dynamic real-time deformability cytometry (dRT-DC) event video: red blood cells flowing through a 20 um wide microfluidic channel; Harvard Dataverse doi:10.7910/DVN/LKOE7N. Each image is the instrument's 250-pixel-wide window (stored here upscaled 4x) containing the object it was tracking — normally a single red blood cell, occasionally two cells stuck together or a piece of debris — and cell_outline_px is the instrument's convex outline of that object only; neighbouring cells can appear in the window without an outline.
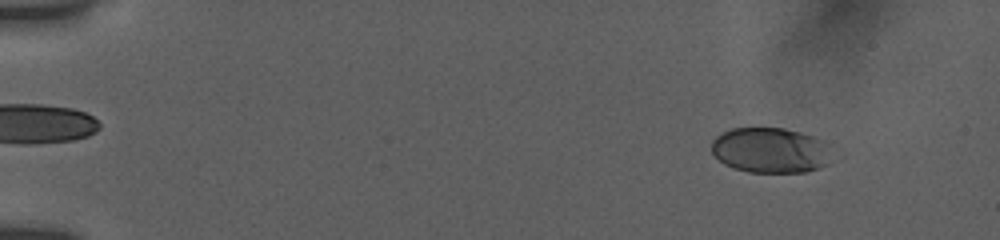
{"species": "human", "species_latin": "Homo sapiens", "temperature_condition": "room temperature", "stored_images_in_passage": 55, "camera_frame_rate_fps": 3000, "um_per_image_px": 0.085, "donor": {"sex": "female"}, "frame": {"image": 1, "passage_image": 7, "time_ms": 2.0, "image_size_px": [1000, 240], "cell_outline_px": [[828, 164], [820, 168], [804, 172], [748, 172], [724, 164], [712, 152], [712, 140], [716, 136], [732, 128], [784, 128], [800, 132], [824, 140]], "centroid_in_image_um": [65.43, 12.77], "position_along_channel_um": 19.6, "area_um2": 31.33}}
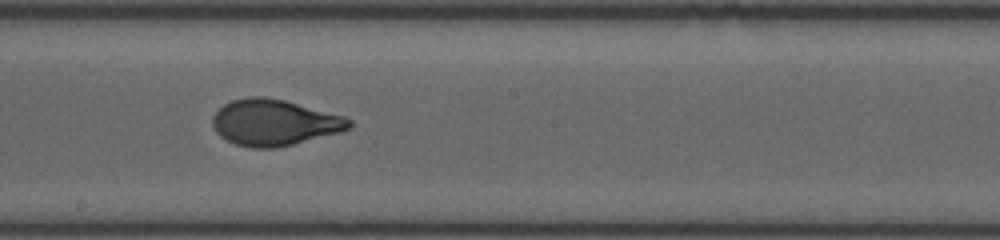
{"frame": {"image": 2, "passage_image": 33, "time_ms": 10.667, "image_size_px": [1000, 240], "cell_outline_px": [[352, 124], [348, 128], [340, 132], [276, 148], [252, 148], [236, 144], [220, 136], [216, 132], [212, 124], [212, 116], [224, 104], [232, 100], [248, 96], [264, 96], [284, 100], [344, 116], [352, 120]], "centroid_in_image_um": [23.29, 10.41], "position_along_channel_um": 224.9, "area_um2": 36.53}}
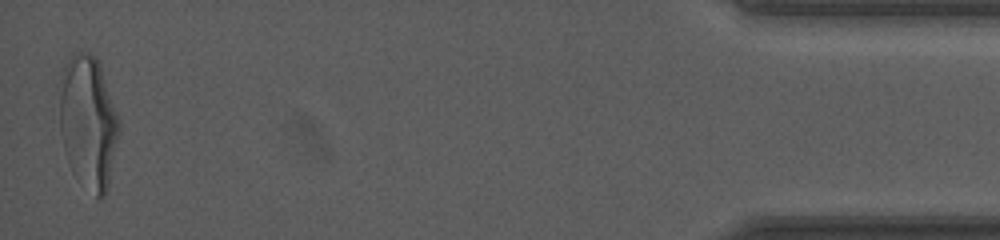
{"frame": {"image": 3, "passage_image": 55, "time_ms": 18.0, "image_size_px": [1000, 240], "cell_outline_px": [[120, 128], [108, 188], [104, 196], [100, 200], [96, 196], [64, 148], [60, 132], [60, 76], [64, 64], [76, 52], [88, 52], [100, 64], [120, 120]], "centroid_in_image_um": [7.53, 10.24], "position_along_channel_um": 427.7, "area_um2": 44.62}, "authors_computed_cell_mechanics": {"area_um2": 35.9516, "velocity_mm_per_s": 3.8404, "shape_relaxation_time_tau1_ms": 3.8388, "shape_relaxation_time_tau2_ms": null, "deformation_change_tau1": 0.1884, "deformation_change_tau2": null}}